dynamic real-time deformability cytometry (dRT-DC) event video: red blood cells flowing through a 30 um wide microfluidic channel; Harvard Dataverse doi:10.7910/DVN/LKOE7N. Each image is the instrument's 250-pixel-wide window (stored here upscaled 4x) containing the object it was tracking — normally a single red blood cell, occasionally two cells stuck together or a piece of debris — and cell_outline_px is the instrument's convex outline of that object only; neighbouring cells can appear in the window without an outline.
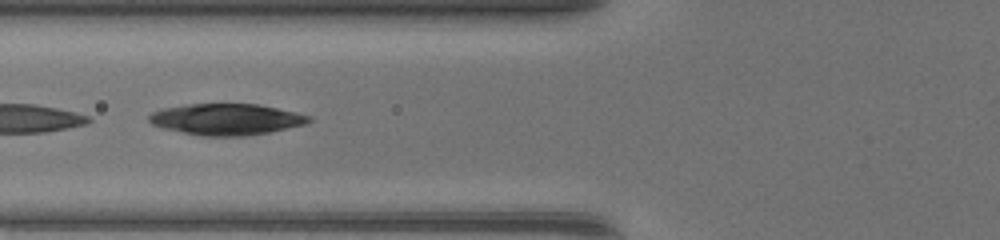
{"species": "common noctule bat (a hibernating species)", "species_latin": "Nyctalus noctula", "temperature_condition": "warm", "stored_images_in_passage": 24, "camera_frame_rate_fps": 3000, "um_per_image_px": 0.085, "animal": {"sex": "female", "body_mass_g": 17.0, "forearm_length_mm": 48.0}, "frame": {"image": 1, "passage_image": 20, "time_ms": 6.333, "image_size_px": [1000, 240], "cell_outline_px": [[312, 120], [304, 124], [268, 132], [248, 136], [200, 136], [164, 128], [152, 124], [148, 120], [148, 116], [152, 112], [164, 108], [188, 104], [260, 104], [312, 116]], "centroid_in_image_um": [19.23, 10.14], "position_along_channel_um": 106.6, "area_um2": 29.02}}